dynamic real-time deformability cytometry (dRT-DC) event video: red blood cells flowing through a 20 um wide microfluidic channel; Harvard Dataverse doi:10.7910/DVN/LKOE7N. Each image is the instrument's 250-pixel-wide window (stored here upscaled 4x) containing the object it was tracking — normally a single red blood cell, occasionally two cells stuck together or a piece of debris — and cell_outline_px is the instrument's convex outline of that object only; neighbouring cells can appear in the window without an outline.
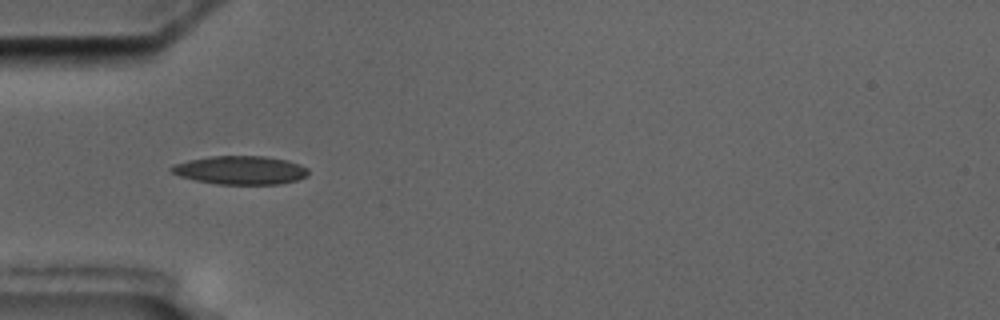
{"species": "common noctule bat (a hibernating species)", "species_latin": "Nyctalus noctula", "temperature_condition": "cold", "stored_images_in_passage": 8, "camera_frame_rate_fps": 3000, "um_per_image_px": 0.085, "animal": {"sex": "male", "body_mass_g": 17.5, "forearm_length_mm": 52.3}, "frame": {"image": 1, "passage_image": 6, "time_ms": 5.667, "image_size_px": [1000, 320], "cell_outline_px": [[308, 176], [296, 180], [280, 184], [216, 184], [196, 180], [180, 176], [172, 172], [168, 168], [176, 164], [188, 160], [208, 156], [264, 156], [288, 160], [300, 164], [308, 168]], "centroid_in_image_um": [20.46, 14.46], "position_along_channel_um": 64.5, "area_um2": 22.77}}
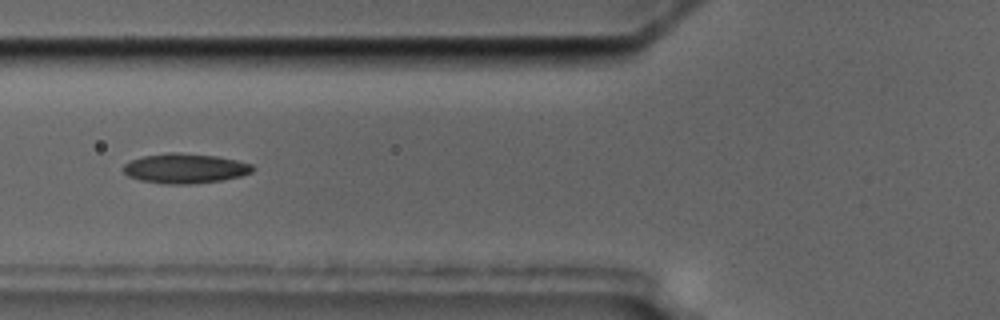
{"frame": {"image": 2, "passage_image": 7, "time_ms": 7.0, "image_size_px": [1000, 320], "cell_outline_px": [[256, 168], [252, 172], [240, 176], [220, 180], [188, 184], [168, 184], [140, 180], [128, 176], [120, 168], [128, 160], [144, 156], [168, 152], [180, 152], [216, 156], [236, 160], [252, 164]], "centroid_in_image_um": [15.69, 14.3], "position_along_channel_um": 110.1, "area_um2": 22.54}}